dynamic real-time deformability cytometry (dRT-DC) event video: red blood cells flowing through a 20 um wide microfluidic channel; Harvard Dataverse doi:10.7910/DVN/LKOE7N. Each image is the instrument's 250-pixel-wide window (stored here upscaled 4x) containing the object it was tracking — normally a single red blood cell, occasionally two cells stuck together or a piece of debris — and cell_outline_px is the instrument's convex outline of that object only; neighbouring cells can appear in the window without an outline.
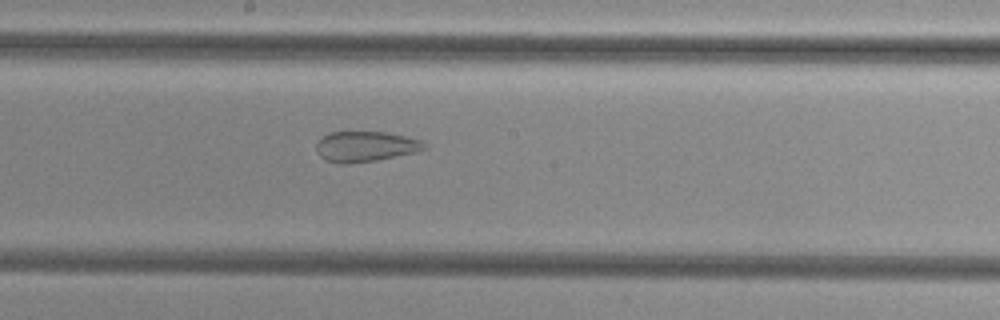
{"species": "common noctule bat (a hibernating species)", "species_latin": "Nyctalus noctula", "temperature_condition": "cold", "stored_images_in_passage": 43, "camera_frame_rate_fps": 3000, "um_per_image_px": 0.085, "animal": {"sex": "female", "body_mass_g": 29.2, "forearm_length_mm": 56.3}, "frame": {"image": 1, "passage_image": 19, "time_ms": 6.0, "image_size_px": [1000, 320], "cell_outline_px": [[428, 148], [416, 152], [376, 160], [348, 164], [340, 164], [324, 160], [316, 152], [316, 144], [328, 132], [384, 132], [404, 136], [420, 140]], "centroid_in_image_um": [31.03, 12.46], "position_along_channel_um": 217.2, "area_um2": 19.07}}
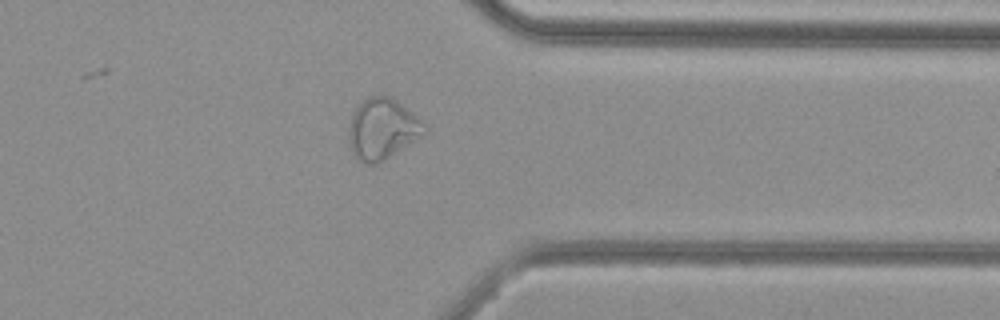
{"frame": {"image": 2, "passage_image": 32, "time_ms": 10.333, "image_size_px": [1000, 320], "cell_outline_px": [[428, 128], [424, 132], [384, 160], [376, 164], [368, 164], [356, 160], [352, 152], [348, 132], [348, 128], [352, 116], [356, 108], [368, 96], [388, 96], [396, 100], [416, 116]], "centroid_in_image_um": [32.45, 10.96], "position_along_channel_um": 379.0, "area_um2": 26.13}}
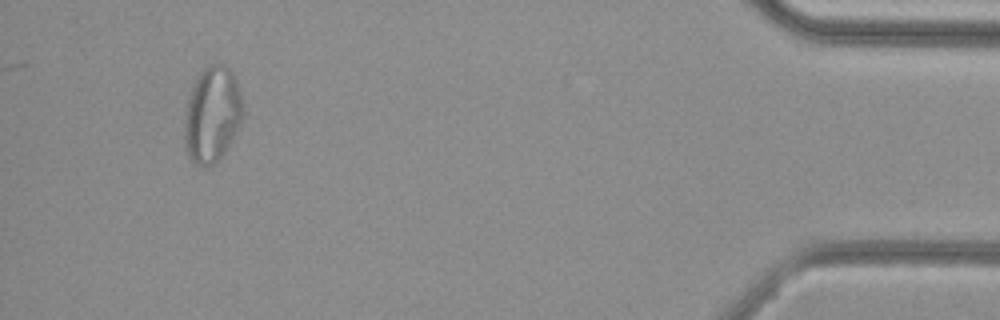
{"frame": {"image": 3, "passage_image": 40, "time_ms": 13.0, "image_size_px": [1000, 320], "cell_outline_px": [[244, 112], [240, 124], [224, 152], [208, 168], [204, 168], [192, 164], [188, 160], [184, 148], [184, 112], [188, 96], [196, 76], [208, 64], [224, 64], [232, 72], [236, 80], [240, 92], [244, 108]], "centroid_in_image_um": [17.99, 9.76], "position_along_channel_um": 417.2, "area_um2": 33.29}, "authors_computed_cell_mechanics": {"area_um2": 26.1256, "velocity_mm_per_s": 3.8399, "shape_relaxation_time_tau1_ms": null, "shape_relaxation_time_tau2_ms": 1.6205, "deformation_change_tau1": null, "deformation_change_tau2": 0.0853}}